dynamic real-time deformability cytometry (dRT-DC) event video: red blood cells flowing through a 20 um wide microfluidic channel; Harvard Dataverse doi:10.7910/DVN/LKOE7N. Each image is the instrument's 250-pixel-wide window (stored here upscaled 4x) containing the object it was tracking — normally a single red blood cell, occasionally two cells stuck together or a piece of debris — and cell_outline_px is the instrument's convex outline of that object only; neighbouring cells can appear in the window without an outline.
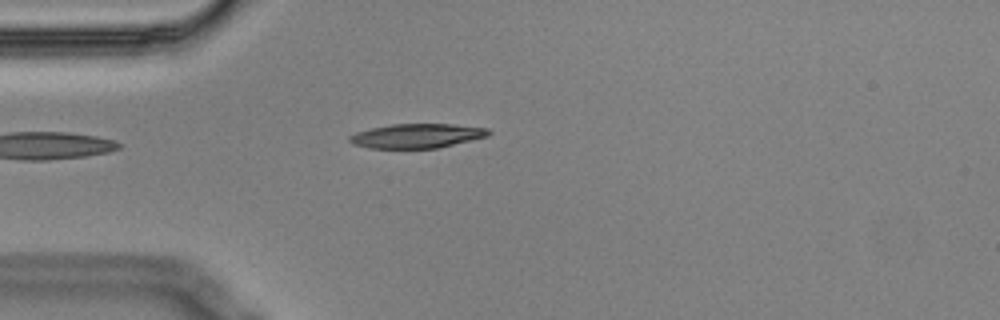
{"species": "Egyptian fruit bat (a non-hibernating species)", "species_latin": "Rousettus aegyptiacus", "temperature_condition": "cold", "stored_images_in_passage": 2, "camera_frame_rate_fps": 3000, "um_per_image_px": 0.085, "animal": {"sex": "male"}, "frame": {"image": 1, "passage_image": 2, "time_ms": 0.333, "image_size_px": [1000, 320], "cell_outline_px": [[492, 132], [488, 136], [436, 148], [368, 148], [352, 144], [348, 140], [348, 136], [356, 132], [372, 128], [392, 124], [452, 124], [488, 128]], "centroid_in_image_um": [35.41, 11.54], "position_along_channel_um": 49.6, "area_um2": 19.65}}